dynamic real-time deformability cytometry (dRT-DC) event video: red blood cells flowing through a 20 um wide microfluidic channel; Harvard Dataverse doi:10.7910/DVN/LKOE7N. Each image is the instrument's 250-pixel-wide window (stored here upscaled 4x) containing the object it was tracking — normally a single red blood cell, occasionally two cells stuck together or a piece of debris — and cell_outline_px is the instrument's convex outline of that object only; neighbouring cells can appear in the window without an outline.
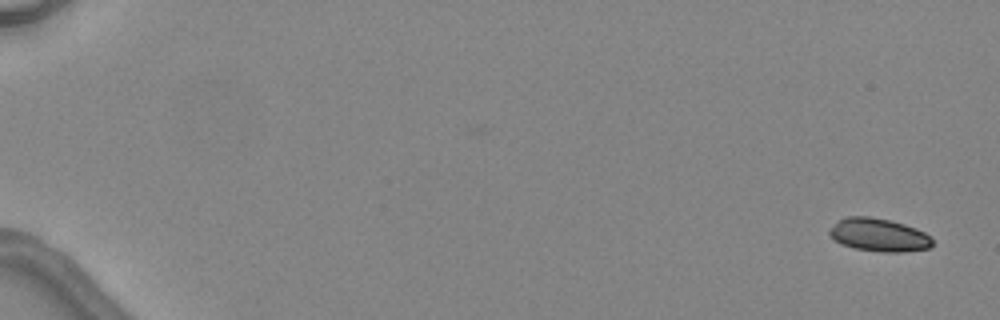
{"species": "common noctule bat (a hibernating species)", "species_latin": "Nyctalus noctula", "temperature_condition": "warm", "stored_images_in_passage": 2, "camera_frame_rate_fps": 3000, "um_per_image_px": 0.085, "animal": {"sex": "female", "body_mass_g": 24.6, "forearm_length_mm": 56.2}, "frame": {"image": 1, "passage_image": 2, "time_ms": 1.333, "image_size_px": [1000, 320], "cell_outline_px": [[932, 244], [928, 248], [900, 252], [884, 252], [856, 248], [840, 244], [832, 240], [828, 232], [844, 216], [868, 216], [888, 220], [904, 224], [916, 228], [924, 232], [932, 240]], "centroid_in_image_um": [74.67, 19.97], "position_along_channel_um": 10.3, "area_um2": 19.59}}